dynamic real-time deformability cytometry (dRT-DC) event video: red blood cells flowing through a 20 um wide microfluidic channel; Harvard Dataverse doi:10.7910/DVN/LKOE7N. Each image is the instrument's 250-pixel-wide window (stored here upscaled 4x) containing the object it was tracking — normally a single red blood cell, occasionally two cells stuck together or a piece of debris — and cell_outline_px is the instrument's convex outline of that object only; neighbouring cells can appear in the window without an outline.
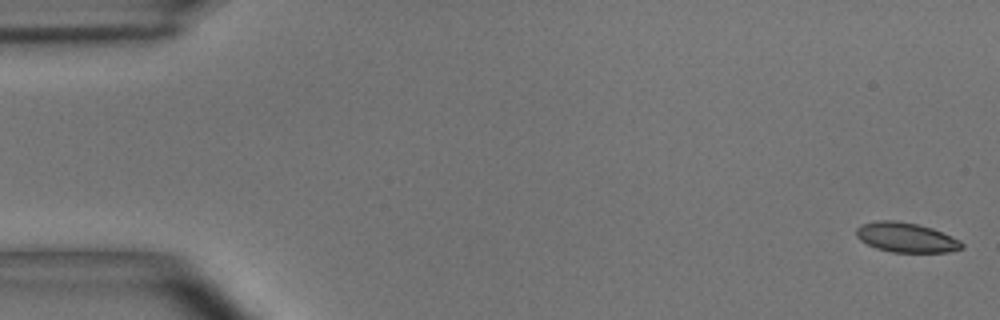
{"species": "common noctule bat (a hibernating species)", "species_latin": "Nyctalus noctula", "temperature_condition": "room temperature", "stored_images_in_passage": 54, "camera_frame_rate_fps": 3000, "um_per_image_px": 0.085, "animal": {"sex": "male", "body_mass_g": 15.6}, "frame": {"image": 1, "passage_image": 1, "time_ms": 0.0, "image_size_px": [1000, 320], "cell_outline_px": [[964, 248], [948, 252], [892, 252], [876, 248], [860, 240], [856, 236], [856, 228], [864, 224], [876, 220], [892, 220], [916, 224], [932, 228], [960, 240], [964, 244]], "centroid_in_image_um": [77.03, 20.19], "position_along_channel_um": 8.0, "area_um2": 18.15}}
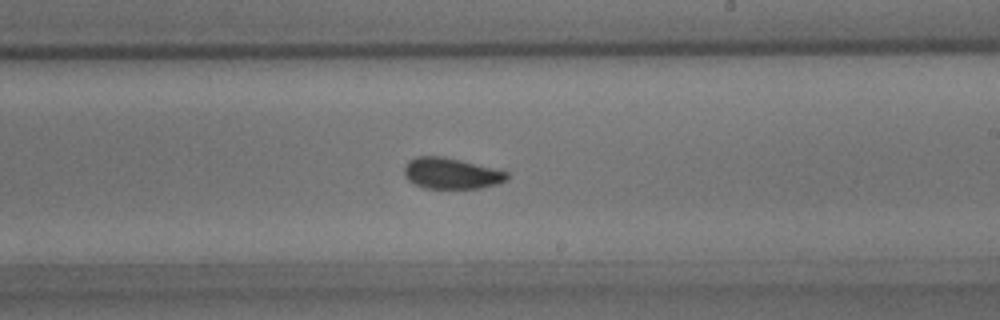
{"frame": {"image": 2, "passage_image": 32, "time_ms": 10.333, "image_size_px": [1000, 320], "cell_outline_px": [[508, 180], [496, 184], [480, 188], [424, 188], [408, 180], [404, 176], [404, 168], [408, 160], [416, 156], [440, 156], [460, 160], [508, 172]], "centroid_in_image_um": [38.33, 14.74], "position_along_channel_um": 250.7, "area_um2": 18.44}}
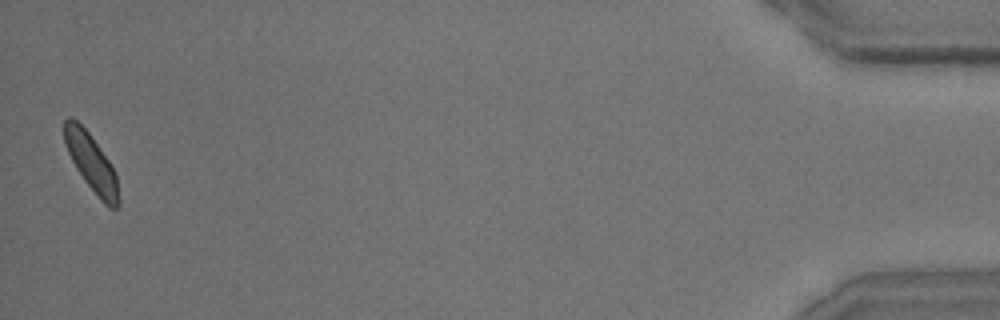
{"frame": {"image": 3, "passage_image": 54, "time_ms": 17.667, "image_size_px": [1000, 320], "cell_outline_px": [[120, 204], [116, 208], [108, 208], [100, 200], [84, 180], [76, 168], [64, 144], [64, 120], [68, 116], [72, 116], [88, 132], [112, 164], [116, 172], [120, 200]], "centroid_in_image_um": [7.79, 13.85], "position_along_channel_um": 427.4, "area_um2": 18.32}, "authors_computed_cell_mechanics": {"area_um2": 18.7272, "velocity_mm_per_s": 3.6498, "shape_relaxation_time_tau1_ms": 5.7999, "shape_relaxation_time_tau2_ms": 1.7646, "deformation_change_tau1": 0.1143, "deformation_change_tau2": 0.0542}}